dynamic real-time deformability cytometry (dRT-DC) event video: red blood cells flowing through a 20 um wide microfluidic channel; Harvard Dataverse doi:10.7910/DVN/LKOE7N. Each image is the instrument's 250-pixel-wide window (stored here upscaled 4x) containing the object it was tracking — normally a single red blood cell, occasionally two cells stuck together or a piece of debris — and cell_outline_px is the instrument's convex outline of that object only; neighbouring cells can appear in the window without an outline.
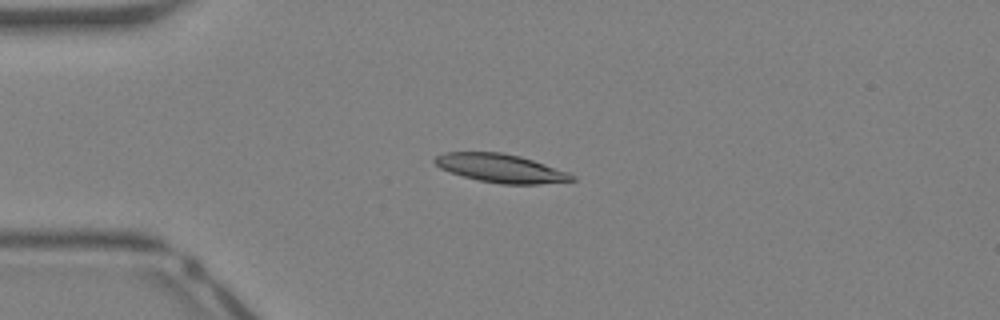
{"species": "Egyptian fruit bat (a non-hibernating species)", "species_latin": "Rousettus aegyptiacus", "temperature_condition": "warm", "stored_images_in_passage": 41, "camera_frame_rate_fps": 3000, "um_per_image_px": 0.085, "animal": {"sex": "female"}, "frame": {"image": 1, "passage_image": 10, "time_ms": 3.0, "image_size_px": [1000, 320], "cell_outline_px": [[576, 180], [536, 184], [500, 184], [480, 180], [464, 176], [440, 168], [432, 160], [436, 156], [444, 152], [500, 152], [520, 156], [568, 172], [576, 176]], "centroid_in_image_um": [42.56, 14.29], "position_along_channel_um": 42.4, "area_um2": 22.48}}
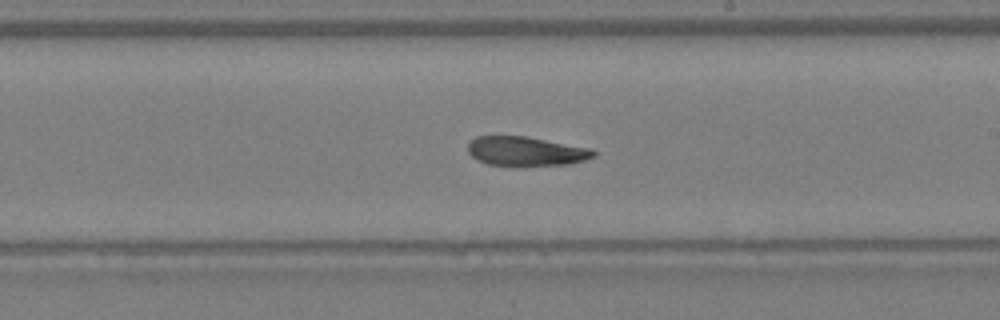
{"frame": {"image": 2, "passage_image": 24, "time_ms": 7.667, "image_size_px": [1000, 320], "cell_outline_px": [[596, 156], [584, 160], [568, 164], [488, 164], [472, 156], [468, 152], [468, 144], [476, 136], [528, 136], [592, 148], [596, 152]], "centroid_in_image_um": [44.75, 12.82], "position_along_channel_um": 244.3, "area_um2": 20.98}}
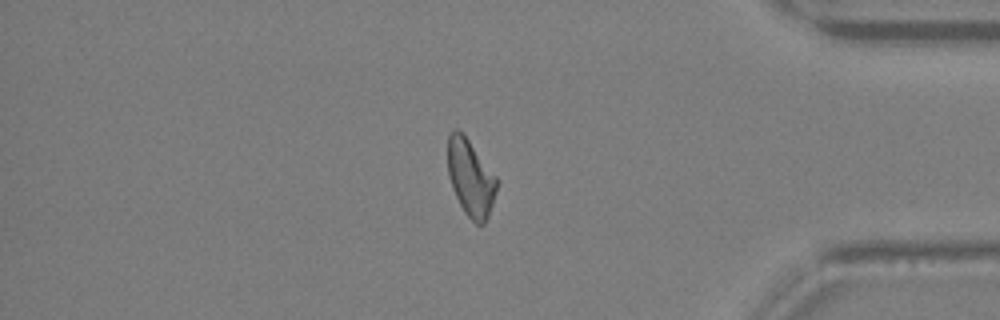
{"frame": {"image": 3, "passage_image": 35, "time_ms": 11.333, "image_size_px": [1000, 320], "cell_outline_px": [[500, 180], [488, 216], [484, 224], [476, 224], [464, 212], [452, 188], [448, 176], [448, 136], [456, 128], [468, 140]], "centroid_in_image_um": [40.02, 15.14], "position_along_channel_um": 395.2, "area_um2": 21.73}, "authors_computed_cell_mechanics": {"area_um2": 22.3108, "velocity_mm_per_s": 4.9023, "shape_relaxation_time_tau1_ms": 6.3509, "shape_relaxation_time_tau2_ms": 5.139, "deformation_change_tau1": 0.2145, "deformation_change_tau2": 0.1526}}